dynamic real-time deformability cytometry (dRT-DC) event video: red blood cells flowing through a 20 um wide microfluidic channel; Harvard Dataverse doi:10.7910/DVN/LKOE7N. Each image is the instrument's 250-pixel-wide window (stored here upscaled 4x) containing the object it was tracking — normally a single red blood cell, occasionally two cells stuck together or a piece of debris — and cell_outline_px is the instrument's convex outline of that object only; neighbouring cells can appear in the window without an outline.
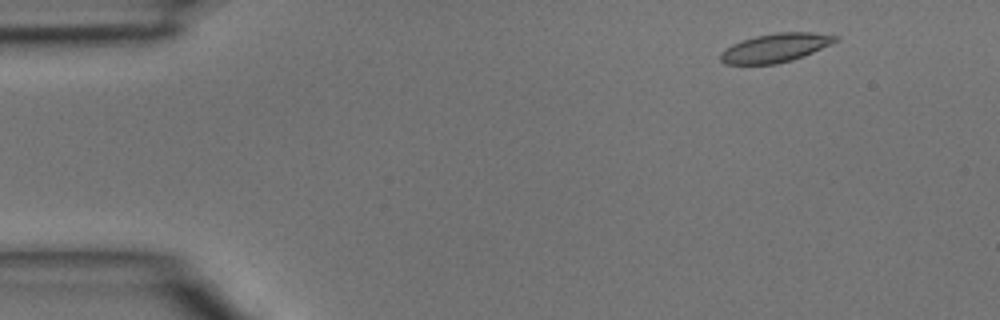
{"species": "common noctule bat (a hibernating species)", "species_latin": "Nyctalus noctula", "temperature_condition": "room temperature", "stored_images_in_passage": 3, "camera_frame_rate_fps": 3000, "um_per_image_px": 0.085, "animal": {"sex": "male", "body_mass_g": 15.6}, "frame": {"image": 1, "passage_image": 2, "time_ms": 0.333, "image_size_px": [1000, 320], "cell_outline_px": [[840, 40], [804, 56], [792, 60], [776, 64], [724, 64], [720, 60], [720, 52], [732, 44], [740, 40], [756, 36], [776, 32], [812, 32], [840, 36]], "centroid_in_image_um": [65.92, 4.06], "position_along_channel_um": 19.1, "area_um2": 19.42}}